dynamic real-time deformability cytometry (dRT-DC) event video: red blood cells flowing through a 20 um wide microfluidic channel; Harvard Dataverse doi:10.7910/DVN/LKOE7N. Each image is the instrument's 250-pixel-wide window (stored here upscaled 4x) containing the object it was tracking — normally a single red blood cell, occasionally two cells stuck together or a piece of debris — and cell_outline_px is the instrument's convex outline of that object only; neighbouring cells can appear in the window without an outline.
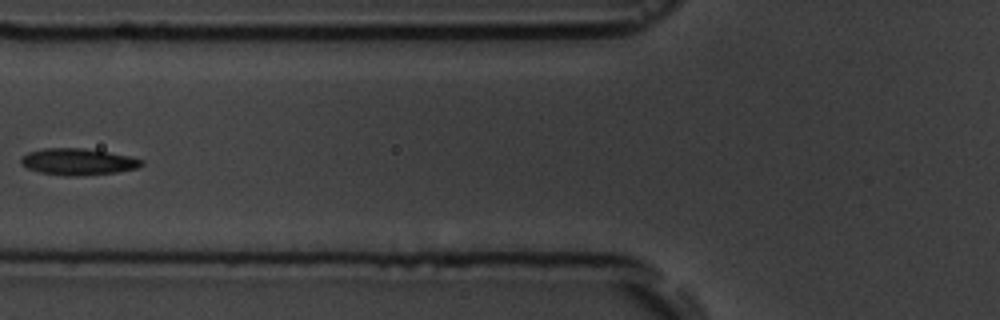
{"species": "common noctule bat (a hibernating species)", "species_latin": "Nyctalus noctula", "temperature_condition": "room temperature", "stored_images_in_passage": 16, "camera_frame_rate_fps": 3000, "um_per_image_px": 0.085, "animal": {"sex": "male", "body_mass_g": 19.5, "forearm_length_mm": 54.6}, "frame": {"image": 1, "passage_image": 6, "time_ms": 6.667, "image_size_px": [1000, 320], "cell_outline_px": [[144, 164], [136, 168], [116, 172], [76, 176], [64, 176], [40, 172], [28, 168], [20, 164], [20, 160], [28, 152], [44, 148], [84, 148], [108, 152], [128, 156], [144, 160]], "centroid_in_image_um": [6.62, 13.74], "position_along_channel_um": 119.2, "area_um2": 18.55}}
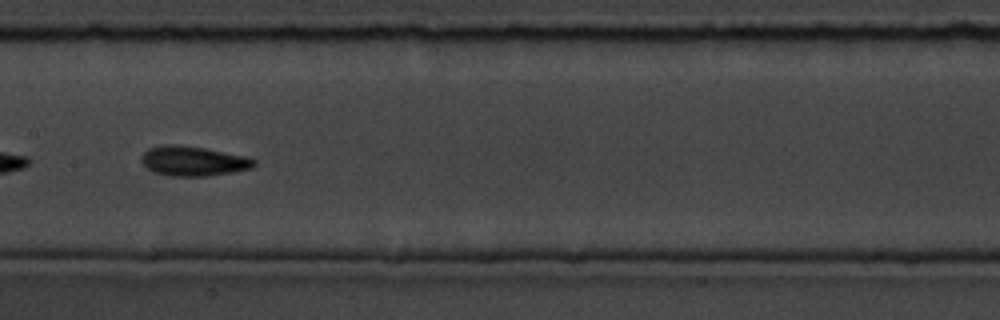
{"frame": {"image": 2, "passage_image": 8, "time_ms": 8.667, "image_size_px": [1000, 320], "cell_outline_px": [[256, 164], [252, 168], [232, 172], [204, 176], [172, 176], [152, 172], [140, 160], [140, 156], [148, 148], [164, 144], [176, 144], [204, 148], [248, 156], [256, 160]], "centroid_in_image_um": [16.42, 13.68], "position_along_channel_um": 191.0, "area_um2": 19.65}}
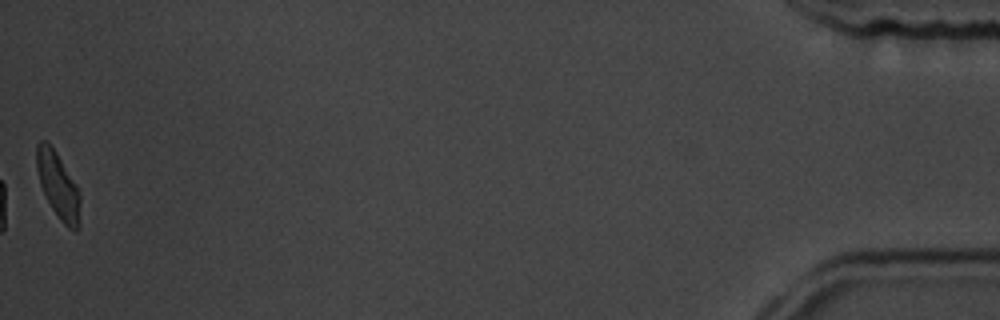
{"frame": {"image": 3, "passage_image": 16, "time_ms": 18.0, "image_size_px": [1000, 320], "cell_outline_px": [[80, 228], [76, 232], [68, 228], [60, 220], [52, 208], [40, 184], [36, 168], [36, 144], [40, 140], [48, 140], [56, 152], [76, 184], [80, 192]], "centroid_in_image_um": [4.95, 15.77], "position_along_channel_um": 430.2, "area_um2": 16.99}, "authors_computed_cell_mechanics": {"area_um2": 18.2648, "velocity_mm_per_s": 3.5907, "shape_relaxation_time_tau1_ms": 3.7784, "shape_relaxation_time_tau2_ms": 2.3089, "deformation_change_tau1": 0.0928, "deformation_change_tau2": 0.0657}}